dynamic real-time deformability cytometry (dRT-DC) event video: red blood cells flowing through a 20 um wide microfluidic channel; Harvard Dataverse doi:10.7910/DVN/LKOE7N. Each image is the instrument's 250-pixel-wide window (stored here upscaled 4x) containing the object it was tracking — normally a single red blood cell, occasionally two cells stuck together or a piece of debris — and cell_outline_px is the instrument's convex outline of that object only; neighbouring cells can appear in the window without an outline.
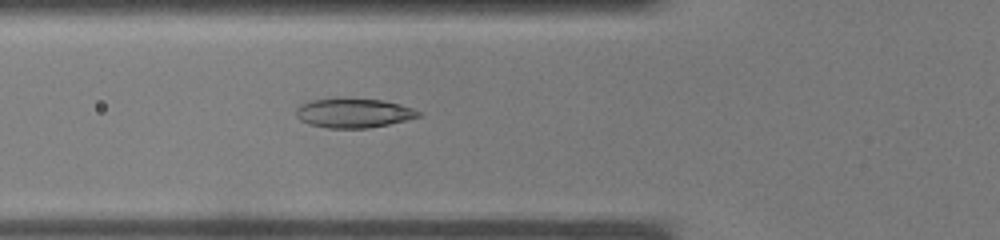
{"species": "common noctule bat (a hibernating species)", "species_latin": "Nyctalus noctula", "temperature_condition": "warm", "stored_images_in_passage": 32, "camera_frame_rate_fps": 3000, "um_per_image_px": 0.085, "animal": {"sex": "male", "body_mass_g": 19.0, "forearm_length_mm": 50.8}, "frame": {"image": 1, "passage_image": 8, "time_ms": 2.333, "image_size_px": [1000, 240], "cell_outline_px": [[420, 116], [388, 124], [368, 128], [328, 128], [312, 124], [300, 120], [296, 116], [296, 108], [300, 104], [312, 100], [336, 96], [344, 96], [380, 100], [412, 108], [420, 112]], "centroid_in_image_um": [29.98, 9.57], "position_along_channel_um": 95.8, "area_um2": 21.15}}
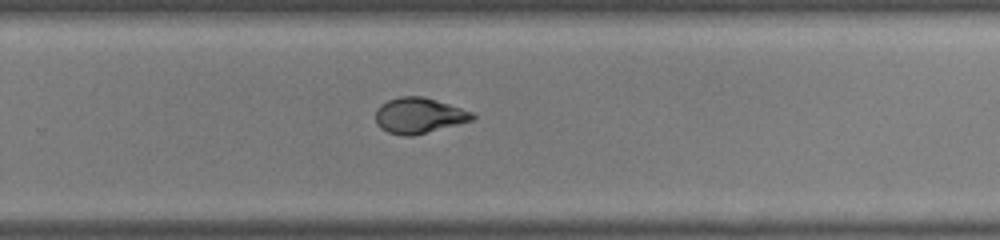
{"frame": {"image": 2, "passage_image": 19, "time_ms": 6.0, "image_size_px": [1000, 240], "cell_outline_px": [[476, 116], [472, 120], [412, 136], [404, 136], [388, 132], [380, 128], [376, 124], [376, 108], [380, 104], [388, 100], [400, 96], [424, 96], [472, 112]], "centroid_in_image_um": [35.56, 9.81], "position_along_channel_um": 294.2, "area_um2": 19.94}}
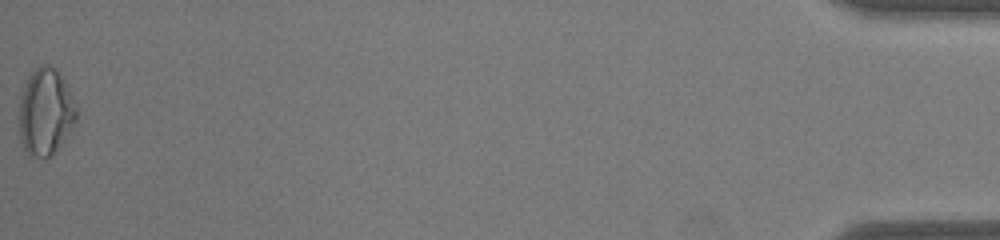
{"frame": {"image": 3, "passage_image": 32, "time_ms": 10.333, "image_size_px": [1000, 240], "cell_outline_px": [[76, 120], [60, 144], [48, 156], [28, 156], [20, 140], [16, 116], [20, 96], [28, 76], [40, 64], [48, 64], [56, 68], [60, 72], [68, 84], [76, 108]], "centroid_in_image_um": [3.81, 9.45], "position_along_channel_um": 431.4, "area_um2": 29.36}}